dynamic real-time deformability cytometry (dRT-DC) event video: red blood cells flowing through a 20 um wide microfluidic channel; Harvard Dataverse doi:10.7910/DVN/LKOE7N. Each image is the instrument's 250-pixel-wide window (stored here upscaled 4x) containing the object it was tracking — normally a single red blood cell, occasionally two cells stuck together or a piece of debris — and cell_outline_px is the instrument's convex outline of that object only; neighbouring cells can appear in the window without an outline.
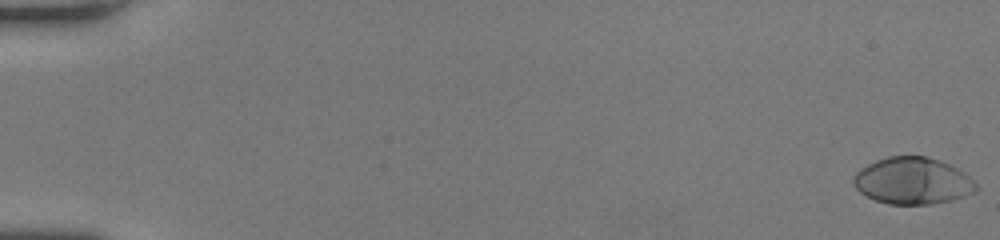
{"species": "human", "species_latin": "Homo sapiens", "temperature_condition": "room temperature", "stored_images_in_passage": 51, "camera_frame_rate_fps": 3000, "um_per_image_px": 0.085, "donor": {"sex": "female"}, "frame": {"image": 1, "passage_image": 1, "time_ms": 0.0, "image_size_px": [1000, 240], "cell_outline_px": [[980, 188], [964, 196], [952, 200], [932, 204], [888, 204], [876, 200], [860, 192], [852, 184], [852, 176], [860, 168], [876, 160], [888, 156], [924, 156], [940, 160], [956, 168], [968, 176]], "centroid_in_image_um": [77.54, 15.37], "position_along_channel_um": 7.5, "area_um2": 33.35}}
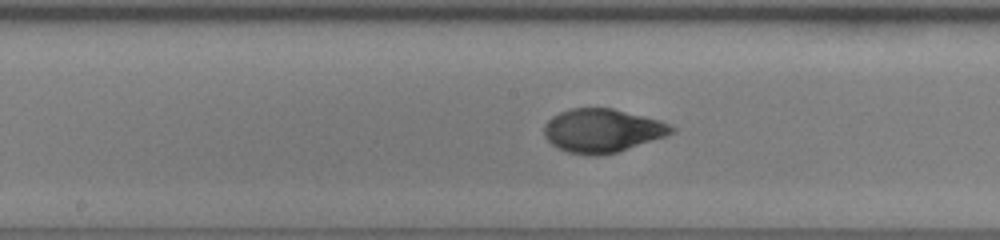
{"frame": {"image": 2, "passage_image": 28, "time_ms": 9.0, "image_size_px": [1000, 240], "cell_outline_px": [[676, 132], [616, 152], [600, 156], [592, 156], [568, 152], [552, 144], [544, 136], [544, 124], [552, 116], [560, 112], [572, 108], [612, 108], [660, 120], [676, 128]], "centroid_in_image_um": [51.18, 11.09], "position_along_channel_um": 197.0, "area_um2": 32.14}}
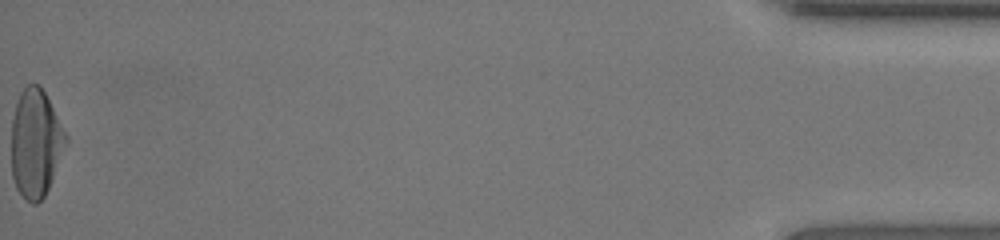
{"frame": {"image": 3, "passage_image": 51, "time_ms": 16.667, "image_size_px": [1000, 240], "cell_outline_px": [[68, 140], [48, 188], [44, 196], [36, 204], [32, 204], [16, 188], [12, 176], [12, 120], [16, 104], [20, 92], [28, 84], [40, 84], [68, 136]], "centroid_in_image_um": [3.03, 12.15], "position_along_channel_um": 432.2, "area_um2": 33.93}, "authors_computed_cell_mechanics": {"area_um2": 32.8882, "velocity_mm_per_s": 4.2959, "shape_relaxation_time_tau1_ms": 4.0466, "shape_relaxation_time_tau2_ms": null, "deformation_change_tau1": 0.2311, "deformation_change_tau2": null}}